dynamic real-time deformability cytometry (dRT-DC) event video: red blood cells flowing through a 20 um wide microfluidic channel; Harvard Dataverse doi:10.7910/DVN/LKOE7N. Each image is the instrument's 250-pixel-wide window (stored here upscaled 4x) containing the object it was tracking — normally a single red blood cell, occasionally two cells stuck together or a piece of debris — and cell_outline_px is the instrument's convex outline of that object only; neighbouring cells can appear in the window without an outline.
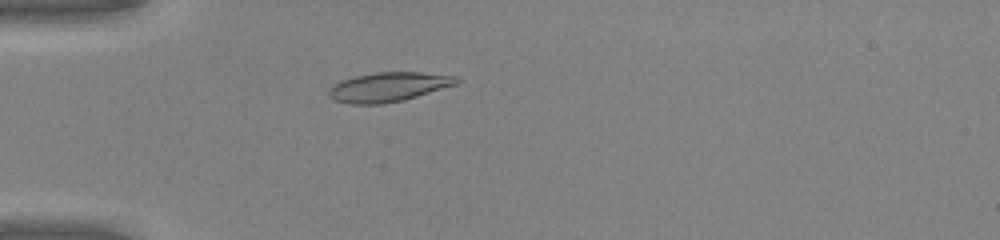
{"species": "common noctule bat (a hibernating species)", "species_latin": "Nyctalus noctula", "temperature_condition": "warm", "stored_images_in_passage": 47, "camera_frame_rate_fps": 3000, "um_per_image_px": 0.085, "animal": {"sex": "male", "body_mass_g": 20.0, "forearm_length_mm": 53.3}, "frame": {"image": 1, "passage_image": 13, "time_ms": 4.0, "image_size_px": [1000, 240], "cell_outline_px": [[460, 80], [456, 84], [404, 100], [380, 104], [348, 104], [336, 100], [328, 96], [328, 88], [332, 84], [340, 80], [356, 76], [376, 72], [420, 72], [456, 76]], "centroid_in_image_um": [32.97, 7.39], "position_along_channel_um": 52.0, "area_um2": 21.85}}
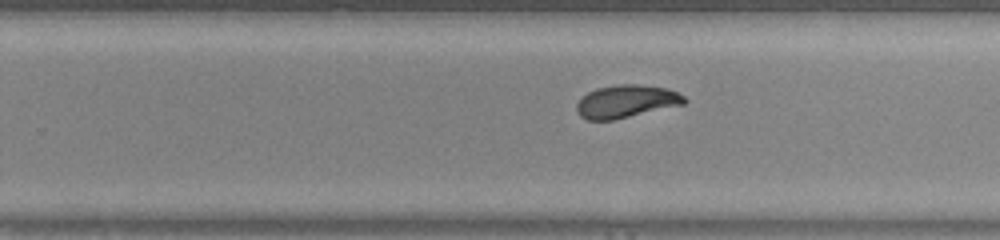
{"frame": {"image": 2, "passage_image": 30, "time_ms": 9.667, "image_size_px": [1000, 240], "cell_outline_px": [[688, 100], [684, 104], [612, 120], [588, 120], [580, 116], [576, 108], [576, 104], [588, 92], [596, 88], [620, 84], [636, 84], [668, 88], [684, 96]], "centroid_in_image_um": [53.23, 8.61], "position_along_channel_um": 276.6, "area_um2": 20.4}}
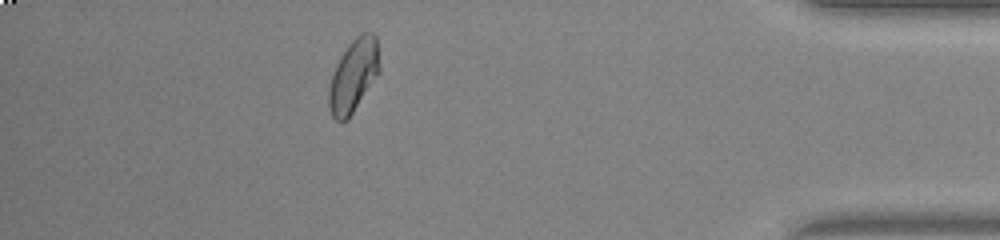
{"frame": {"image": 3, "passage_image": 42, "time_ms": 13.667, "image_size_px": [1000, 240], "cell_outline_px": [[380, 72], [348, 120], [340, 124], [332, 116], [328, 108], [328, 92], [332, 76], [336, 64], [340, 56], [352, 40], [360, 32], [372, 32], [376, 36], [380, 64]], "centroid_in_image_um": [30.05, 6.45], "position_along_channel_um": 405.2, "area_um2": 21.79}, "authors_computed_cell_mechanics": {"area_um2": 21.097, "velocity_mm_per_s": 4.2346, "shape_relaxation_time_tau1_ms": 4.4415, "shape_relaxation_time_tau2_ms": 1.1605, "deformation_change_tau1": 0.1443, "deformation_change_tau2": 0.0566}}